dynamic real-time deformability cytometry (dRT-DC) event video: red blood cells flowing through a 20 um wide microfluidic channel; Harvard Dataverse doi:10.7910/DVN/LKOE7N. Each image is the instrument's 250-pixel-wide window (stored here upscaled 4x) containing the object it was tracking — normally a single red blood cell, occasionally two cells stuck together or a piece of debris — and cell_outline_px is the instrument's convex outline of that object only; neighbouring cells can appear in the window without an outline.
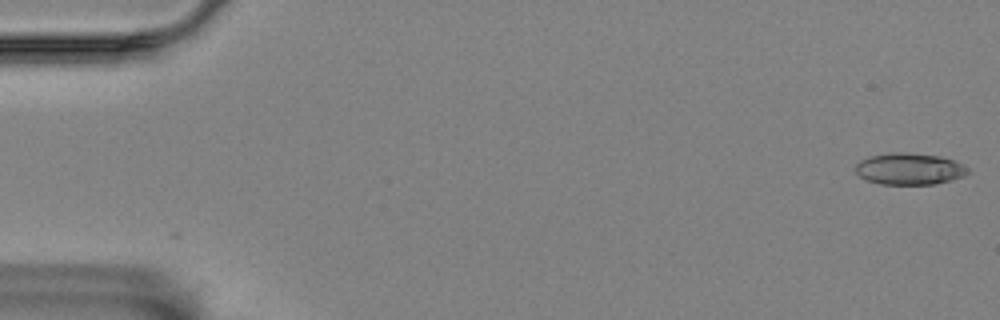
{"species": "Egyptian fruit bat (a non-hibernating species)", "species_latin": "Rousettus aegyptiacus", "temperature_condition": "room temperature", "stored_images_in_passage": 5, "segment_of_instrument_passage": [1, 2], "camera_frame_rate_fps": 3000, "um_per_image_px": 0.085, "animal": {"sex": "female"}, "frame": {"image": 1, "passage_image": 1, "time_ms": 0.0, "image_size_px": [1000, 320], "cell_outline_px": [[968, 172], [964, 176], [936, 184], [880, 184], [864, 180], [856, 172], [856, 164], [860, 160], [872, 156], [888, 152], [908, 152], [940, 156], [964, 164], [968, 168]], "centroid_in_image_um": [77.29, 14.35], "position_along_channel_um": 7.7, "area_um2": 20.81}}
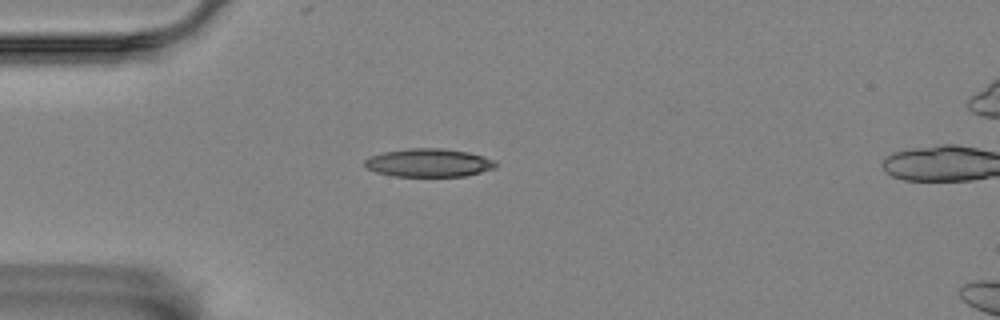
{"frame": {"image": 2, "passage_image": 4, "time_ms": 1.0, "image_size_px": [1000, 320], "cell_outline_px": [[496, 168], [464, 176], [392, 176], [376, 172], [368, 168], [364, 164], [364, 160], [368, 156], [384, 152], [408, 148], [444, 148], [468, 152], [484, 156], [492, 160], [496, 164]], "centroid_in_image_um": [36.42, 13.83], "position_along_channel_um": 48.6, "area_um2": 21.56}}